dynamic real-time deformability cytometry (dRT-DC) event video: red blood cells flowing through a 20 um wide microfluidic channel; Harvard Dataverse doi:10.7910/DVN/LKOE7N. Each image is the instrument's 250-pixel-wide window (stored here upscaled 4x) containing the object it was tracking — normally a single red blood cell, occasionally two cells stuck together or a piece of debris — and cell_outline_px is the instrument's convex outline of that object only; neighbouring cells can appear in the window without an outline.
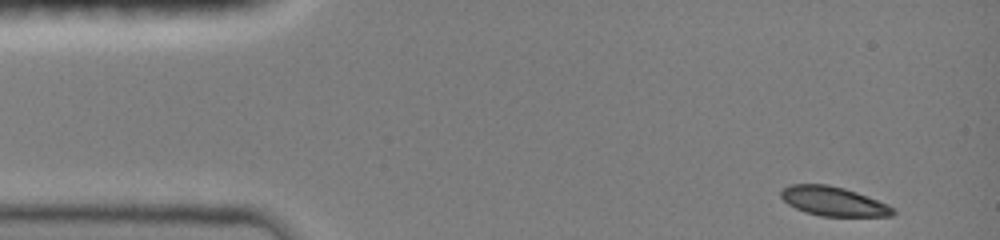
{"species": "common noctule bat (a hibernating species)", "species_latin": "Nyctalus noctula", "temperature_condition": "room temperature", "stored_images_in_passage": 43, "camera_frame_rate_fps": 3000, "um_per_image_px": 0.085, "animal": {"sex": "female", "body_mass_g": 19.0, "forearm_length_mm": 51.5}, "frame": {"image": 1, "passage_image": 1, "time_ms": 0.0, "image_size_px": [1000, 240], "cell_outline_px": [[896, 212], [892, 216], [820, 216], [804, 212], [788, 204], [780, 196], [780, 192], [788, 184], [828, 184], [844, 188], [856, 192], [888, 204], [896, 208]], "centroid_in_image_um": [70.85, 17.11], "position_along_channel_um": 14.2, "area_um2": 19.19}}
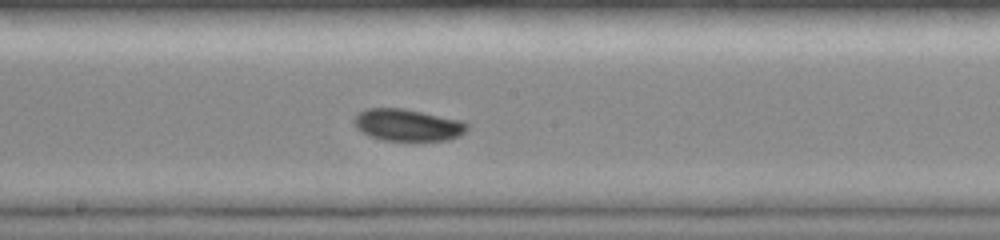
{"frame": {"image": 2, "passage_image": 23, "time_ms": 7.333, "image_size_px": [1000, 240], "cell_outline_px": [[468, 128], [460, 136], [448, 140], [384, 140], [368, 136], [360, 132], [356, 128], [352, 120], [364, 108], [404, 108], [464, 120], [468, 124]], "centroid_in_image_um": [34.65, 10.61], "position_along_channel_um": 213.6, "area_um2": 21.33}}
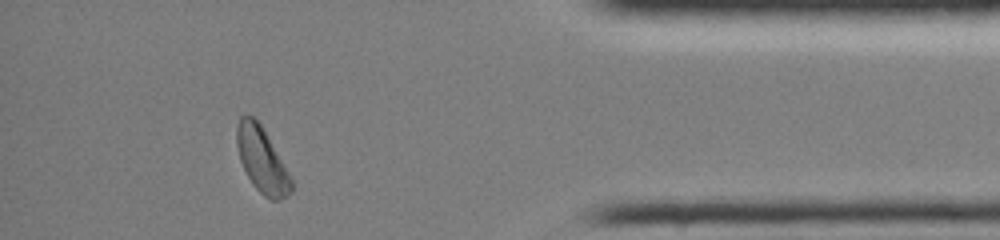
{"frame": {"image": 3, "passage_image": 40, "time_ms": 13.0, "image_size_px": [1000, 240], "cell_outline_px": [[292, 192], [288, 196], [280, 200], [272, 200], [264, 196], [252, 184], [240, 160], [236, 144], [236, 124], [240, 116], [252, 116], [260, 124], [288, 172], [292, 180]], "centroid_in_image_um": [22.24, 13.62], "position_along_channel_um": 413.0, "area_um2": 20.35}, "authors_computed_cell_mechanics": {"area_um2": 20.3456, "velocity_mm_per_s": 3.9872, "shape_relaxation_time_tau1_ms": 3.1282, "shape_relaxation_time_tau2_ms": null, "deformation_change_tau1": 0.0805, "deformation_change_tau2": null}}